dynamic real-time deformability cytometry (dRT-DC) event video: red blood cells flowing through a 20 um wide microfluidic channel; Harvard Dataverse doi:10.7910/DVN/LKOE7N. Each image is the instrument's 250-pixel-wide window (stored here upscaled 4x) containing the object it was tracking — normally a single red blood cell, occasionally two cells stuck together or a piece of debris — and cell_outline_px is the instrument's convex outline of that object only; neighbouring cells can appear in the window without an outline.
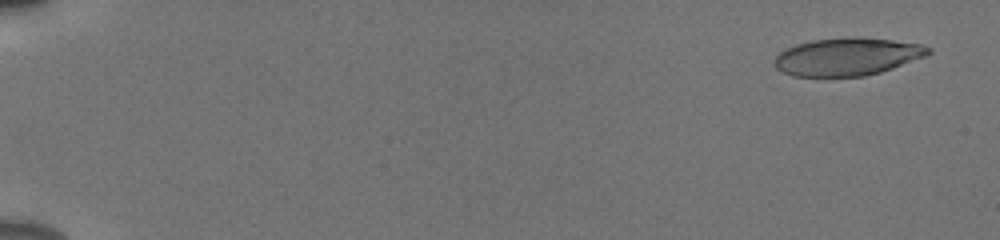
{"species": "human", "species_latin": "Homo sapiens", "temperature_condition": "cold", "stored_images_in_passage": 55, "camera_frame_rate_fps": 3000, "um_per_image_px": 0.085, "donor": {"sex": "male"}, "frame": {"image": 1, "passage_image": 3, "time_ms": 0.667, "image_size_px": [1000, 240], "cell_outline_px": [[932, 52], [924, 56], [892, 68], [880, 72], [864, 76], [792, 76], [776, 68], [776, 56], [780, 52], [796, 44], [812, 40], [852, 36], [892, 40], [920, 44], [932, 48]], "centroid_in_image_um": [72.03, 4.81], "position_along_channel_um": 13.0, "area_um2": 33.52}}
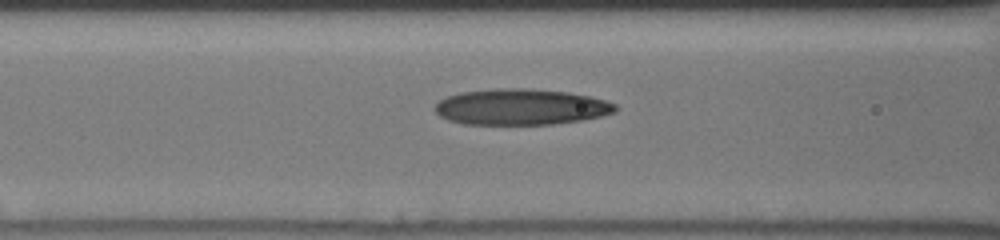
{"frame": {"image": 2, "passage_image": 25, "time_ms": 8.0, "image_size_px": [1000, 240], "cell_outline_px": [[616, 112], [600, 116], [580, 120], [552, 124], [464, 124], [448, 120], [440, 116], [432, 108], [440, 100], [448, 96], [460, 92], [496, 88], [524, 88], [568, 92], [588, 96], [604, 100], [616, 104]], "centroid_in_image_um": [44.24, 9.08], "position_along_channel_um": 122.4, "area_um2": 37.74}}
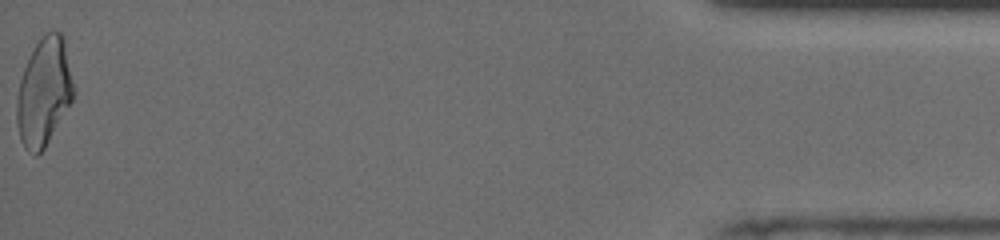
{"frame": {"image": 3, "passage_image": 55, "time_ms": 18.0, "image_size_px": [1000, 240], "cell_outline_px": [[76, 92], [72, 100], [44, 148], [36, 156], [24, 148], [20, 140], [16, 120], [16, 96], [20, 80], [24, 68], [36, 44], [44, 32], [52, 28], [60, 32], [64, 36], [76, 88]], "centroid_in_image_um": [3.76, 7.76], "position_along_channel_um": 431.4, "area_um2": 36.18}, "authors_computed_cell_mechanics": {"area_um2": 36.1828, "velocity_mm_per_s": 3.8909, "shape_relaxation_time_tau1_ms": 10.9703, "shape_relaxation_time_tau2_ms": 2.398, "deformation_change_tau1": 0.2879, "deformation_change_tau2": 0.1136}}